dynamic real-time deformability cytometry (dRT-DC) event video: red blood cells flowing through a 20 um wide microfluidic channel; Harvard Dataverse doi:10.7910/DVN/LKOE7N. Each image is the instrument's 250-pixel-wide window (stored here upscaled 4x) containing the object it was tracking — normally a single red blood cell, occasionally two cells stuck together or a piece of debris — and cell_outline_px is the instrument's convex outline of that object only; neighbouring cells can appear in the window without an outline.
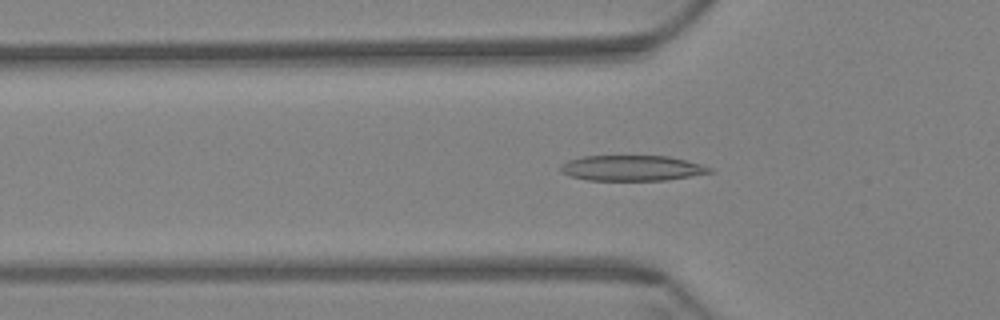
{"species": "Egyptian fruit bat (a non-hibernating species)", "species_latin": "Rousettus aegyptiacus", "temperature_condition": "warm", "stored_images_in_passage": 49, "segment_of_instrument_passage": [1, 2], "camera_frame_rate_fps": 3000, "um_per_image_px": 0.085, "animal": {"sex": "female"}, "frame": {"image": 1, "passage_image": 8, "time_ms": 2.333, "image_size_px": [1000, 320], "cell_outline_px": [[712, 172], [664, 180], [588, 180], [572, 176], [560, 172], [560, 168], [568, 160], [584, 156], [668, 156], [700, 164], [712, 168]], "centroid_in_image_um": [53.69, 14.28], "position_along_channel_um": 72.1, "area_um2": 21.73}}
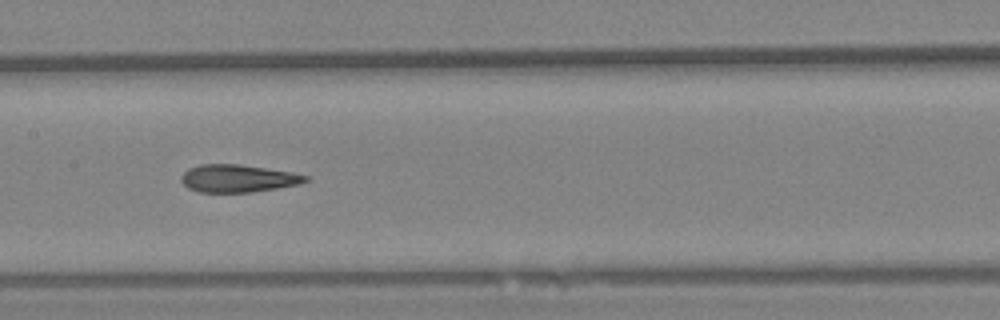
{"frame": {"image": 2, "passage_image": 18, "time_ms": 5.667, "image_size_px": [1000, 320], "cell_outline_px": [[308, 180], [296, 184], [276, 188], [252, 192], [200, 192], [188, 188], [180, 180], [180, 176], [188, 168], [200, 164], [240, 164], [292, 172], [308, 176]], "centroid_in_image_um": [20.17, 15.15], "position_along_channel_um": 187.2, "area_um2": 19.88}}
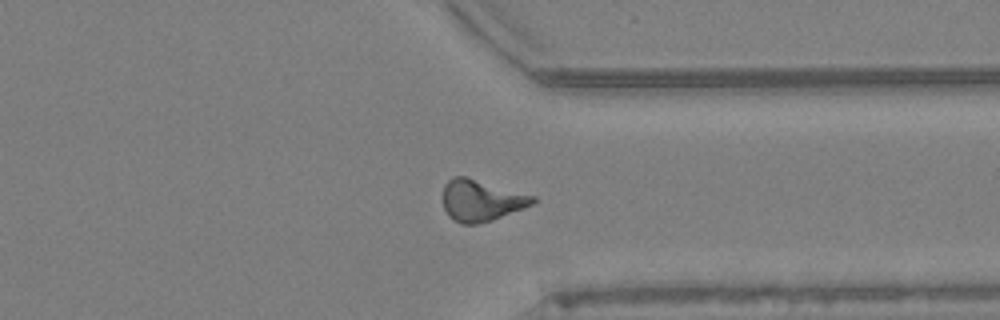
{"frame": {"image": 3, "passage_image": 34, "time_ms": 11.0, "image_size_px": [1000, 320], "cell_outline_px": [[536, 200], [532, 204], [524, 208], [492, 220], [480, 224], [460, 224], [448, 216], [444, 208], [444, 184], [452, 176], [464, 176], [536, 196]], "centroid_in_image_um": [40.89, 17.04], "position_along_channel_um": 370.5, "area_um2": 21.62}}